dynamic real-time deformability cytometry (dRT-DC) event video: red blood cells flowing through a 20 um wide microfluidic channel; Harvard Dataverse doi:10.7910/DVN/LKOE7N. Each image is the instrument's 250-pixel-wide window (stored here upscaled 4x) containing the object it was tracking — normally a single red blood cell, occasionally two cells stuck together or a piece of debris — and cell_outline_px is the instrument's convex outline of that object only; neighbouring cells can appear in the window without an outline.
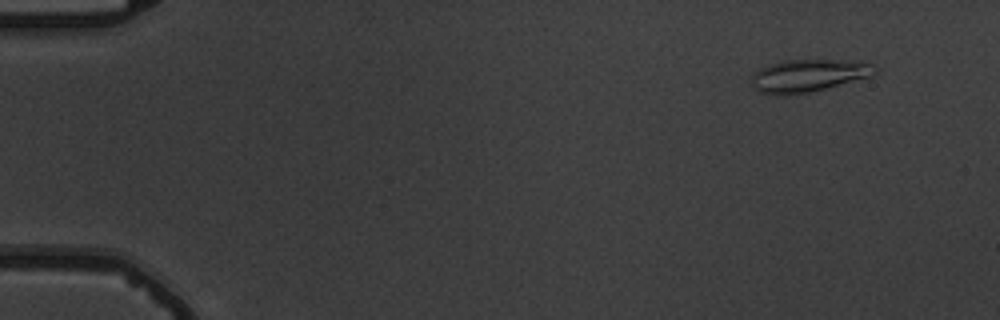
{"species": "common noctule bat (a hibernating species)", "species_latin": "Nyctalus noctula", "temperature_condition": "warm", "stored_images_in_passage": 4, "camera_frame_rate_fps": 3000, "um_per_image_px": 0.085, "animal": {"sex": "male", "body_mass_g": 19.5, "forearm_length_mm": 54.6}, "frame": {"image": 1, "passage_image": 2, "time_ms": 1.333, "image_size_px": [1000, 320], "cell_outline_px": [[872, 76], [808, 92], [788, 96], [776, 96], [760, 92], [752, 88], [748, 76], [752, 72], [760, 68], [784, 60], [860, 60], [872, 64]], "centroid_in_image_um": [68.58, 6.43], "position_along_channel_um": 16.4, "area_um2": 23.58}}